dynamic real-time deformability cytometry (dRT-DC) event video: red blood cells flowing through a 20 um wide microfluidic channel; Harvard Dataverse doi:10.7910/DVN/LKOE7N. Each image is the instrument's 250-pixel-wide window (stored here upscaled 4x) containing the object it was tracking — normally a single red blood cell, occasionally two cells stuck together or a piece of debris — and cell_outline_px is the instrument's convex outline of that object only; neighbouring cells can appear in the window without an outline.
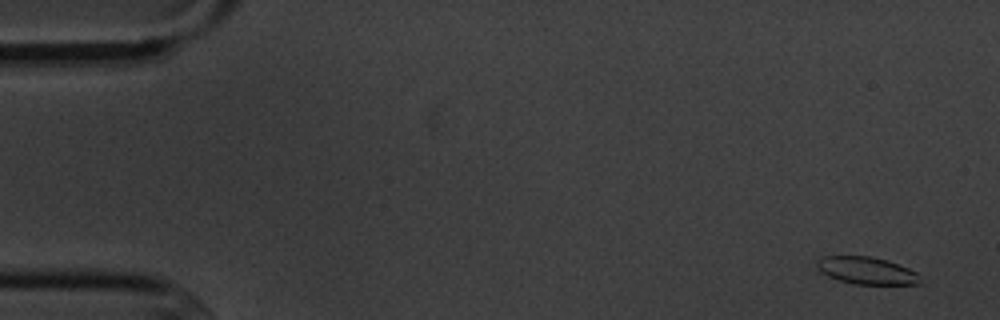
{"species": "common noctule bat (a hibernating species)", "species_latin": "Nyctalus noctula", "temperature_condition": "cold", "stored_images_in_passage": 5, "camera_frame_rate_fps": 3000, "um_per_image_px": 0.085, "animal": {"sex": "male", "body_mass_g": 20.1, "forearm_length_mm": 53.5}, "frame": {"image": 1, "passage_image": 1, "time_ms": 0.0, "image_size_px": [1000, 320], "cell_outline_px": [[924, 284], [856, 284], [840, 280], [828, 276], [820, 272], [816, 268], [816, 260], [820, 256], [872, 256], [888, 260], [908, 268], [916, 272], [920, 276]], "centroid_in_image_um": [73.66, 22.99], "position_along_channel_um": 11.3, "area_um2": 16.65}}